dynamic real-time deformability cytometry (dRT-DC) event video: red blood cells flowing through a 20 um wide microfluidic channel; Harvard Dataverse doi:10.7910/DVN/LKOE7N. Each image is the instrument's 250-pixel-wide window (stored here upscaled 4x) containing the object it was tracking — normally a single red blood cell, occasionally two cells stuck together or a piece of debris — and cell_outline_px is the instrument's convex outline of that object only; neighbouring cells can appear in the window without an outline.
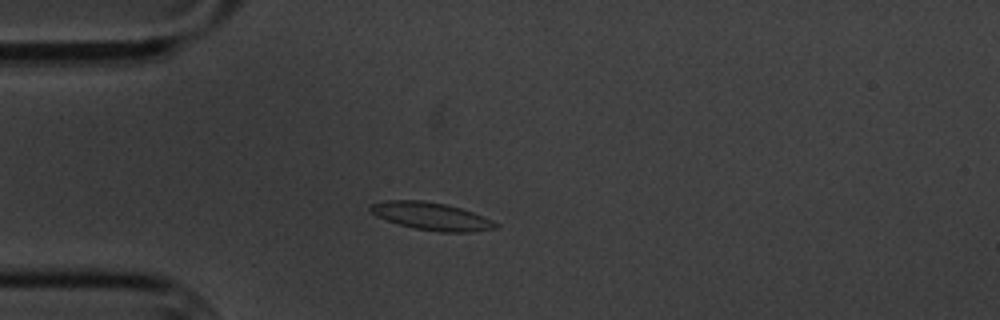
{"species": "common noctule bat (a hibernating species)", "species_latin": "Nyctalus noctula", "temperature_condition": "cold", "stored_images_in_passage": 3, "camera_frame_rate_fps": 3000, "um_per_image_px": 0.085, "animal": {"sex": "male", "body_mass_g": 20.1, "forearm_length_mm": 53.5}, "frame": {"image": 1, "passage_image": 3, "time_ms": 2.333, "image_size_px": [1000, 320], "cell_outline_px": [[500, 224], [496, 228], [472, 232], [440, 232], [416, 228], [400, 224], [376, 216], [368, 208], [368, 204], [384, 200], [424, 200], [444, 204], [460, 208], [472, 212], [492, 220]], "centroid_in_image_um": [36.65, 18.37], "position_along_channel_um": 48.4, "area_um2": 20.06}}